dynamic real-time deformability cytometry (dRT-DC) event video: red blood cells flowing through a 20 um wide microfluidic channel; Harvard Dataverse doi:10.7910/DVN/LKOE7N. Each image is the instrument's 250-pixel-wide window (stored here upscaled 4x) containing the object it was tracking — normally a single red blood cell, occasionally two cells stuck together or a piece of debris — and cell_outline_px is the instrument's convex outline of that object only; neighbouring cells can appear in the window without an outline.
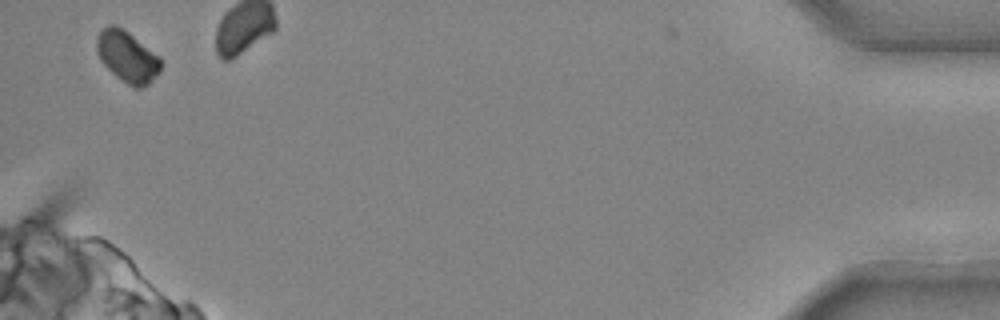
{"species": "common noctule bat (a hibernating species)", "species_latin": "Nyctalus noctula", "temperature_condition": "cold", "stored_images_in_passage": 27, "camera_frame_rate_fps": 3000, "um_per_image_px": 0.085, "animal": {"sex": "male", "body_mass_g": 20.4}, "frame": {"image": 1, "passage_image": 27, "time_ms": 8.667, "image_size_px": [1000, 320], "cell_outline_px": [[160, 72], [148, 84], [140, 88], [136, 88], [128, 84], [116, 76], [100, 60], [96, 52], [96, 40], [100, 32], [104, 28], [112, 24], [128, 32], [160, 56]], "centroid_in_image_um": [10.82, 4.82], "position_along_channel_um": 424.4, "area_um2": 18.84}}